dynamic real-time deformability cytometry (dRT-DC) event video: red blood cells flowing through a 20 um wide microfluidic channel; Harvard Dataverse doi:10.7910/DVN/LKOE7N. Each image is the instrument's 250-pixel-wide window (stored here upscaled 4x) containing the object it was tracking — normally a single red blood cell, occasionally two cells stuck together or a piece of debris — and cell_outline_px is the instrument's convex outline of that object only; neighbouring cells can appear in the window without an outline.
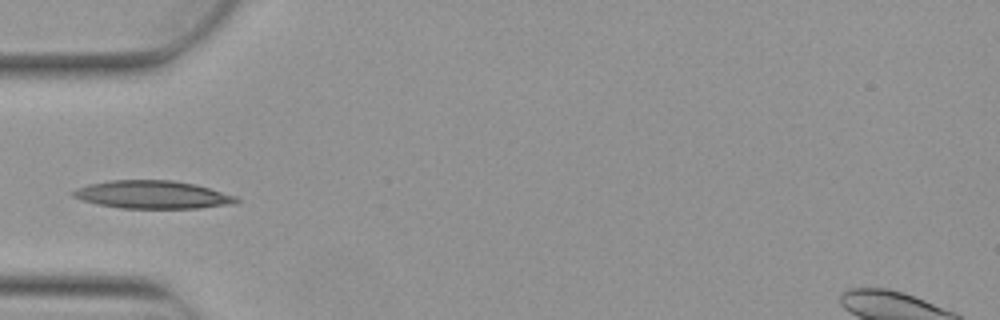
{"species": "Egyptian fruit bat (a non-hibernating species)", "species_latin": "Rousettus aegyptiacus", "temperature_condition": "warm", "stored_images_in_passage": 4, "camera_frame_rate_fps": 3000, "um_per_image_px": 0.085, "animal": {"sex": "female"}, "frame": {"image": 1, "passage_image": 4, "time_ms": 1.0, "image_size_px": [1000, 320], "cell_outline_px": [[240, 200], [236, 204], [200, 208], [120, 208], [96, 204], [80, 200], [72, 196], [72, 192], [76, 188], [88, 184], [108, 180], [172, 180], [196, 184], [236, 196]], "centroid_in_image_um": [12.96, 16.55], "position_along_channel_um": 72.0, "area_um2": 26.82}}